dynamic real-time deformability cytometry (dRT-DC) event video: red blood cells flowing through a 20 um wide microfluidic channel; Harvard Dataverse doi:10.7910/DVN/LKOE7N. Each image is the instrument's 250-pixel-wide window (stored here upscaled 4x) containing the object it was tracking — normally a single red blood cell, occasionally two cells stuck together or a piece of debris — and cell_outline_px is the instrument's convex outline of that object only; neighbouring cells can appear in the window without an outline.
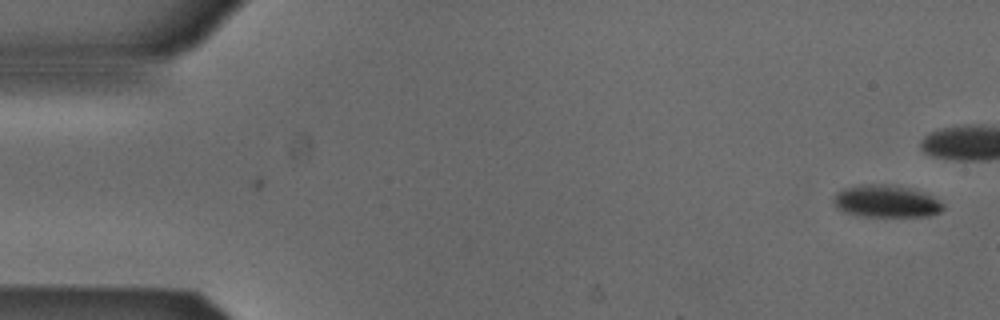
{"species": "Egyptian fruit bat (a non-hibernating species)", "species_latin": "Rousettus aegyptiacus", "temperature_condition": "cold", "stored_images_in_passage": 8, "camera_frame_rate_fps": 3000, "um_per_image_px": 0.085, "animal": {"sex": "male"}, "frame": {"image": 1, "passage_image": 1, "time_ms": 0.0, "image_size_px": [1000, 320], "cell_outline_px": [[944, 208], [940, 212], [928, 216], [864, 216], [844, 212], [836, 208], [832, 204], [832, 196], [836, 192], [844, 188], [860, 184], [884, 184], [908, 188], [932, 196], [944, 204]], "centroid_in_image_um": [75.26, 17.11], "position_along_channel_um": 9.7, "area_um2": 20.63}}